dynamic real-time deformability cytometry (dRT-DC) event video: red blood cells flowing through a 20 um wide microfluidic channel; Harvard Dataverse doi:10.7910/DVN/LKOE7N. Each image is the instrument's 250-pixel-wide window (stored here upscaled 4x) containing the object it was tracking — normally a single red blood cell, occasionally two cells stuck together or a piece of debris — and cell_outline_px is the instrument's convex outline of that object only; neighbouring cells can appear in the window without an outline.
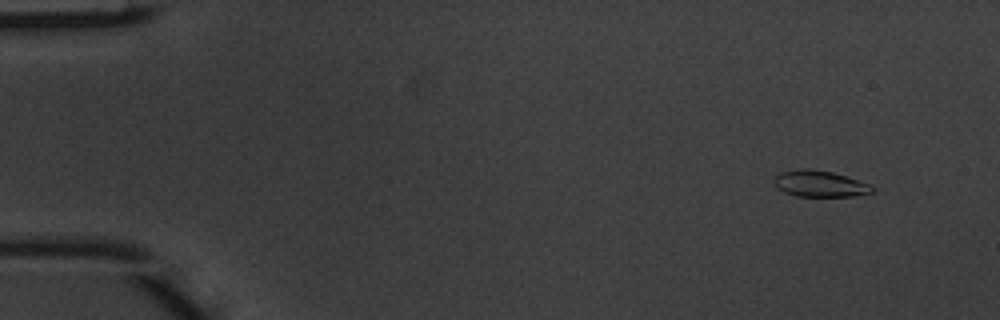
{"species": "common noctule bat (a hibernating species)", "species_latin": "Nyctalus noctula", "temperature_condition": "warm", "stored_images_in_passage": 4, "camera_frame_rate_fps": 3000, "um_per_image_px": 0.085, "animal": {"sex": "male", "body_mass_g": 20.1, "forearm_length_mm": 53.5}, "frame": {"image": 1, "passage_image": 1, "time_ms": 0.0, "image_size_px": [1000, 320], "cell_outline_px": [[876, 188], [872, 192], [852, 196], [796, 196], [784, 192], [776, 188], [772, 180], [780, 172], [800, 168], [808, 168], [832, 172], [872, 184]], "centroid_in_image_um": [69.67, 15.61], "position_along_channel_um": 15.3, "area_um2": 15.2}}
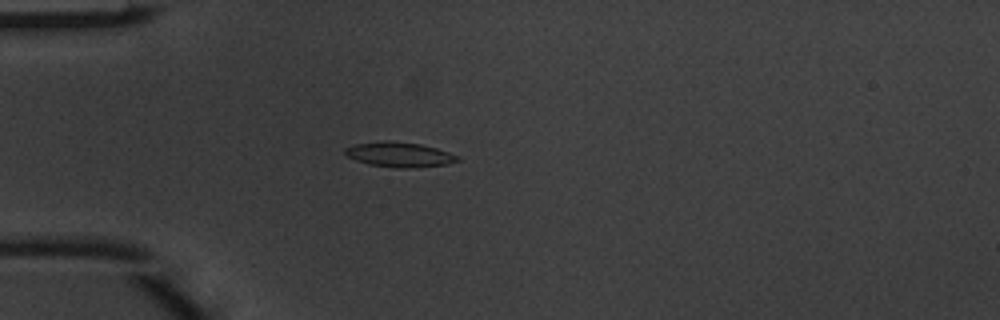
{"frame": {"image": 2, "passage_image": 4, "time_ms": 1.0, "image_size_px": [1000, 320], "cell_outline_px": [[460, 160], [444, 164], [416, 168], [396, 168], [368, 164], [356, 160], [348, 156], [344, 152], [344, 148], [356, 144], [384, 140], [388, 140], [420, 144], [436, 148], [460, 156]], "centroid_in_image_um": [33.94, 13.14], "position_along_channel_um": 51.1, "area_um2": 16.3}}